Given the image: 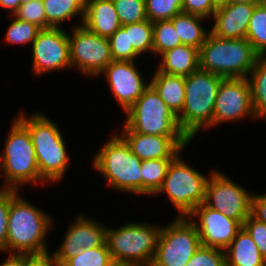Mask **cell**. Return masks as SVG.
Instances as JSON below:
<instances>
[{
    "instance_id": "cell-1",
    "label": "cell",
    "mask_w": 266,
    "mask_h": 266,
    "mask_svg": "<svg viewBox=\"0 0 266 266\" xmlns=\"http://www.w3.org/2000/svg\"><path fill=\"white\" fill-rule=\"evenodd\" d=\"M11 189L8 218L7 253L44 255L50 253L46 240L53 218L25 196Z\"/></svg>"
},
{
    "instance_id": "cell-2",
    "label": "cell",
    "mask_w": 266,
    "mask_h": 266,
    "mask_svg": "<svg viewBox=\"0 0 266 266\" xmlns=\"http://www.w3.org/2000/svg\"><path fill=\"white\" fill-rule=\"evenodd\" d=\"M28 114L20 111L16 118L28 129L35 148L40 177L47 183H60L70 162L61 128L43 112ZM43 113V114H42Z\"/></svg>"
},
{
    "instance_id": "cell-3",
    "label": "cell",
    "mask_w": 266,
    "mask_h": 266,
    "mask_svg": "<svg viewBox=\"0 0 266 266\" xmlns=\"http://www.w3.org/2000/svg\"><path fill=\"white\" fill-rule=\"evenodd\" d=\"M4 146L0 152V175L9 189L21 191L28 185H46L40 177L34 145L28 129L15 117L11 120Z\"/></svg>"
},
{
    "instance_id": "cell-4",
    "label": "cell",
    "mask_w": 266,
    "mask_h": 266,
    "mask_svg": "<svg viewBox=\"0 0 266 266\" xmlns=\"http://www.w3.org/2000/svg\"><path fill=\"white\" fill-rule=\"evenodd\" d=\"M94 153L92 167L104 176L111 190L142 195L141 162L125 141L115 132Z\"/></svg>"
},
{
    "instance_id": "cell-5",
    "label": "cell",
    "mask_w": 266,
    "mask_h": 266,
    "mask_svg": "<svg viewBox=\"0 0 266 266\" xmlns=\"http://www.w3.org/2000/svg\"><path fill=\"white\" fill-rule=\"evenodd\" d=\"M224 78L198 69L185 76V101L177 116L180 130L192 142L200 131L213 129L214 104Z\"/></svg>"
},
{
    "instance_id": "cell-6",
    "label": "cell",
    "mask_w": 266,
    "mask_h": 266,
    "mask_svg": "<svg viewBox=\"0 0 266 266\" xmlns=\"http://www.w3.org/2000/svg\"><path fill=\"white\" fill-rule=\"evenodd\" d=\"M162 225L128 221L122 226H107L106 243L115 264L151 266Z\"/></svg>"
},
{
    "instance_id": "cell-7",
    "label": "cell",
    "mask_w": 266,
    "mask_h": 266,
    "mask_svg": "<svg viewBox=\"0 0 266 266\" xmlns=\"http://www.w3.org/2000/svg\"><path fill=\"white\" fill-rule=\"evenodd\" d=\"M259 58L246 38L227 39L209 33L199 49V69L224 79L247 78Z\"/></svg>"
},
{
    "instance_id": "cell-8",
    "label": "cell",
    "mask_w": 266,
    "mask_h": 266,
    "mask_svg": "<svg viewBox=\"0 0 266 266\" xmlns=\"http://www.w3.org/2000/svg\"><path fill=\"white\" fill-rule=\"evenodd\" d=\"M183 149L171 161L162 187L155 197L167 195L172 206L177 209L176 217H187L197 206L205 201L206 183L209 175L197 170L183 160Z\"/></svg>"
},
{
    "instance_id": "cell-9",
    "label": "cell",
    "mask_w": 266,
    "mask_h": 266,
    "mask_svg": "<svg viewBox=\"0 0 266 266\" xmlns=\"http://www.w3.org/2000/svg\"><path fill=\"white\" fill-rule=\"evenodd\" d=\"M124 114L126 119L123 123L133 132L185 136L180 130L178 117L151 84Z\"/></svg>"
},
{
    "instance_id": "cell-10",
    "label": "cell",
    "mask_w": 266,
    "mask_h": 266,
    "mask_svg": "<svg viewBox=\"0 0 266 266\" xmlns=\"http://www.w3.org/2000/svg\"><path fill=\"white\" fill-rule=\"evenodd\" d=\"M201 246L199 233L187 217H174L162 225L151 266H185Z\"/></svg>"
},
{
    "instance_id": "cell-11",
    "label": "cell",
    "mask_w": 266,
    "mask_h": 266,
    "mask_svg": "<svg viewBox=\"0 0 266 266\" xmlns=\"http://www.w3.org/2000/svg\"><path fill=\"white\" fill-rule=\"evenodd\" d=\"M70 28L71 69L78 70L80 76L99 78V74L113 61L109 39L91 32L82 24Z\"/></svg>"
},
{
    "instance_id": "cell-12",
    "label": "cell",
    "mask_w": 266,
    "mask_h": 266,
    "mask_svg": "<svg viewBox=\"0 0 266 266\" xmlns=\"http://www.w3.org/2000/svg\"><path fill=\"white\" fill-rule=\"evenodd\" d=\"M251 192L215 169L206 183L204 203L241 224L251 214Z\"/></svg>"
},
{
    "instance_id": "cell-13",
    "label": "cell",
    "mask_w": 266,
    "mask_h": 266,
    "mask_svg": "<svg viewBox=\"0 0 266 266\" xmlns=\"http://www.w3.org/2000/svg\"><path fill=\"white\" fill-rule=\"evenodd\" d=\"M31 50V72L35 76L71 69L68 31L65 28L41 29Z\"/></svg>"
},
{
    "instance_id": "cell-14",
    "label": "cell",
    "mask_w": 266,
    "mask_h": 266,
    "mask_svg": "<svg viewBox=\"0 0 266 266\" xmlns=\"http://www.w3.org/2000/svg\"><path fill=\"white\" fill-rule=\"evenodd\" d=\"M248 117L249 121L257 120L247 78L223 79L214 104L213 128L225 122L237 124Z\"/></svg>"
},
{
    "instance_id": "cell-15",
    "label": "cell",
    "mask_w": 266,
    "mask_h": 266,
    "mask_svg": "<svg viewBox=\"0 0 266 266\" xmlns=\"http://www.w3.org/2000/svg\"><path fill=\"white\" fill-rule=\"evenodd\" d=\"M76 215L73 222L68 225L58 249L50 253L60 266L83 249L102 246L106 242L107 225L94 217L85 216V213Z\"/></svg>"
},
{
    "instance_id": "cell-16",
    "label": "cell",
    "mask_w": 266,
    "mask_h": 266,
    "mask_svg": "<svg viewBox=\"0 0 266 266\" xmlns=\"http://www.w3.org/2000/svg\"><path fill=\"white\" fill-rule=\"evenodd\" d=\"M137 61H112L100 74L107 79L109 92L124 113L143 94L150 82L143 77Z\"/></svg>"
},
{
    "instance_id": "cell-17",
    "label": "cell",
    "mask_w": 266,
    "mask_h": 266,
    "mask_svg": "<svg viewBox=\"0 0 266 266\" xmlns=\"http://www.w3.org/2000/svg\"><path fill=\"white\" fill-rule=\"evenodd\" d=\"M187 218L195 225L201 245L225 250L242 228V224L208 207L204 202Z\"/></svg>"
},
{
    "instance_id": "cell-18",
    "label": "cell",
    "mask_w": 266,
    "mask_h": 266,
    "mask_svg": "<svg viewBox=\"0 0 266 266\" xmlns=\"http://www.w3.org/2000/svg\"><path fill=\"white\" fill-rule=\"evenodd\" d=\"M116 133L140 160L173 159L190 145L186 136H160L131 131L124 123Z\"/></svg>"
},
{
    "instance_id": "cell-19",
    "label": "cell",
    "mask_w": 266,
    "mask_h": 266,
    "mask_svg": "<svg viewBox=\"0 0 266 266\" xmlns=\"http://www.w3.org/2000/svg\"><path fill=\"white\" fill-rule=\"evenodd\" d=\"M256 5L230 3L217 8L212 16L213 26L210 33L227 39L246 37V32Z\"/></svg>"
},
{
    "instance_id": "cell-20",
    "label": "cell",
    "mask_w": 266,
    "mask_h": 266,
    "mask_svg": "<svg viewBox=\"0 0 266 266\" xmlns=\"http://www.w3.org/2000/svg\"><path fill=\"white\" fill-rule=\"evenodd\" d=\"M82 25L107 38L122 26L112 0H91L84 9Z\"/></svg>"
},
{
    "instance_id": "cell-21",
    "label": "cell",
    "mask_w": 266,
    "mask_h": 266,
    "mask_svg": "<svg viewBox=\"0 0 266 266\" xmlns=\"http://www.w3.org/2000/svg\"><path fill=\"white\" fill-rule=\"evenodd\" d=\"M155 67L159 72L170 75L189 76L199 69V49L180 45L162 53Z\"/></svg>"
},
{
    "instance_id": "cell-22",
    "label": "cell",
    "mask_w": 266,
    "mask_h": 266,
    "mask_svg": "<svg viewBox=\"0 0 266 266\" xmlns=\"http://www.w3.org/2000/svg\"><path fill=\"white\" fill-rule=\"evenodd\" d=\"M225 266H266V259L252 237L242 227L224 250Z\"/></svg>"
},
{
    "instance_id": "cell-23",
    "label": "cell",
    "mask_w": 266,
    "mask_h": 266,
    "mask_svg": "<svg viewBox=\"0 0 266 266\" xmlns=\"http://www.w3.org/2000/svg\"><path fill=\"white\" fill-rule=\"evenodd\" d=\"M149 81L161 99L178 116L184 107L185 76L170 75L155 69Z\"/></svg>"
},
{
    "instance_id": "cell-24",
    "label": "cell",
    "mask_w": 266,
    "mask_h": 266,
    "mask_svg": "<svg viewBox=\"0 0 266 266\" xmlns=\"http://www.w3.org/2000/svg\"><path fill=\"white\" fill-rule=\"evenodd\" d=\"M172 24L174 25L177 34L184 45H190L197 49L204 44L207 36L210 33V29L203 26V21L209 20L205 17L180 13L175 15L172 19ZM208 30V31H207Z\"/></svg>"
},
{
    "instance_id": "cell-25",
    "label": "cell",
    "mask_w": 266,
    "mask_h": 266,
    "mask_svg": "<svg viewBox=\"0 0 266 266\" xmlns=\"http://www.w3.org/2000/svg\"><path fill=\"white\" fill-rule=\"evenodd\" d=\"M46 14V29L62 28L63 23L79 20L72 27L81 25L84 20V8L75 0H42Z\"/></svg>"
},
{
    "instance_id": "cell-26",
    "label": "cell",
    "mask_w": 266,
    "mask_h": 266,
    "mask_svg": "<svg viewBox=\"0 0 266 266\" xmlns=\"http://www.w3.org/2000/svg\"><path fill=\"white\" fill-rule=\"evenodd\" d=\"M129 39V61H136L140 55L153 54V22L140 21L122 26Z\"/></svg>"
},
{
    "instance_id": "cell-27",
    "label": "cell",
    "mask_w": 266,
    "mask_h": 266,
    "mask_svg": "<svg viewBox=\"0 0 266 266\" xmlns=\"http://www.w3.org/2000/svg\"><path fill=\"white\" fill-rule=\"evenodd\" d=\"M251 103L257 120L266 122V57H260L247 76Z\"/></svg>"
},
{
    "instance_id": "cell-28",
    "label": "cell",
    "mask_w": 266,
    "mask_h": 266,
    "mask_svg": "<svg viewBox=\"0 0 266 266\" xmlns=\"http://www.w3.org/2000/svg\"><path fill=\"white\" fill-rule=\"evenodd\" d=\"M172 159L142 160V195L152 197L162 187Z\"/></svg>"
},
{
    "instance_id": "cell-29",
    "label": "cell",
    "mask_w": 266,
    "mask_h": 266,
    "mask_svg": "<svg viewBox=\"0 0 266 266\" xmlns=\"http://www.w3.org/2000/svg\"><path fill=\"white\" fill-rule=\"evenodd\" d=\"M245 38L260 57H266V3L255 6Z\"/></svg>"
},
{
    "instance_id": "cell-30",
    "label": "cell",
    "mask_w": 266,
    "mask_h": 266,
    "mask_svg": "<svg viewBox=\"0 0 266 266\" xmlns=\"http://www.w3.org/2000/svg\"><path fill=\"white\" fill-rule=\"evenodd\" d=\"M180 45L183 44L171 20L153 22V54L155 57Z\"/></svg>"
},
{
    "instance_id": "cell-31",
    "label": "cell",
    "mask_w": 266,
    "mask_h": 266,
    "mask_svg": "<svg viewBox=\"0 0 266 266\" xmlns=\"http://www.w3.org/2000/svg\"><path fill=\"white\" fill-rule=\"evenodd\" d=\"M11 22L9 23L5 36L4 42L9 45H32L36 39L37 33L41 30L36 25L18 20L15 16L11 15Z\"/></svg>"
},
{
    "instance_id": "cell-32",
    "label": "cell",
    "mask_w": 266,
    "mask_h": 266,
    "mask_svg": "<svg viewBox=\"0 0 266 266\" xmlns=\"http://www.w3.org/2000/svg\"><path fill=\"white\" fill-rule=\"evenodd\" d=\"M114 264L105 242L102 246L83 249L62 266H113Z\"/></svg>"
},
{
    "instance_id": "cell-33",
    "label": "cell",
    "mask_w": 266,
    "mask_h": 266,
    "mask_svg": "<svg viewBox=\"0 0 266 266\" xmlns=\"http://www.w3.org/2000/svg\"><path fill=\"white\" fill-rule=\"evenodd\" d=\"M145 7L151 22L170 20L182 13V0H145Z\"/></svg>"
},
{
    "instance_id": "cell-34",
    "label": "cell",
    "mask_w": 266,
    "mask_h": 266,
    "mask_svg": "<svg viewBox=\"0 0 266 266\" xmlns=\"http://www.w3.org/2000/svg\"><path fill=\"white\" fill-rule=\"evenodd\" d=\"M121 25L147 20L145 0H112Z\"/></svg>"
},
{
    "instance_id": "cell-35",
    "label": "cell",
    "mask_w": 266,
    "mask_h": 266,
    "mask_svg": "<svg viewBox=\"0 0 266 266\" xmlns=\"http://www.w3.org/2000/svg\"><path fill=\"white\" fill-rule=\"evenodd\" d=\"M13 16L18 20L32 23L40 29H46V14L42 0H31L20 5Z\"/></svg>"
},
{
    "instance_id": "cell-36",
    "label": "cell",
    "mask_w": 266,
    "mask_h": 266,
    "mask_svg": "<svg viewBox=\"0 0 266 266\" xmlns=\"http://www.w3.org/2000/svg\"><path fill=\"white\" fill-rule=\"evenodd\" d=\"M185 266H225L224 250L201 245Z\"/></svg>"
},
{
    "instance_id": "cell-37",
    "label": "cell",
    "mask_w": 266,
    "mask_h": 266,
    "mask_svg": "<svg viewBox=\"0 0 266 266\" xmlns=\"http://www.w3.org/2000/svg\"><path fill=\"white\" fill-rule=\"evenodd\" d=\"M108 39L113 60L129 61V39L125 29L121 26Z\"/></svg>"
},
{
    "instance_id": "cell-38",
    "label": "cell",
    "mask_w": 266,
    "mask_h": 266,
    "mask_svg": "<svg viewBox=\"0 0 266 266\" xmlns=\"http://www.w3.org/2000/svg\"><path fill=\"white\" fill-rule=\"evenodd\" d=\"M242 227L252 237L260 254L266 259V224L258 221L251 214L242 224Z\"/></svg>"
},
{
    "instance_id": "cell-39",
    "label": "cell",
    "mask_w": 266,
    "mask_h": 266,
    "mask_svg": "<svg viewBox=\"0 0 266 266\" xmlns=\"http://www.w3.org/2000/svg\"><path fill=\"white\" fill-rule=\"evenodd\" d=\"M11 205V189L0 198V252L7 254L8 218Z\"/></svg>"
},
{
    "instance_id": "cell-40",
    "label": "cell",
    "mask_w": 266,
    "mask_h": 266,
    "mask_svg": "<svg viewBox=\"0 0 266 266\" xmlns=\"http://www.w3.org/2000/svg\"><path fill=\"white\" fill-rule=\"evenodd\" d=\"M216 8L212 0H182V12L212 18Z\"/></svg>"
},
{
    "instance_id": "cell-41",
    "label": "cell",
    "mask_w": 266,
    "mask_h": 266,
    "mask_svg": "<svg viewBox=\"0 0 266 266\" xmlns=\"http://www.w3.org/2000/svg\"><path fill=\"white\" fill-rule=\"evenodd\" d=\"M251 215L266 224V193L252 194Z\"/></svg>"
},
{
    "instance_id": "cell-42",
    "label": "cell",
    "mask_w": 266,
    "mask_h": 266,
    "mask_svg": "<svg viewBox=\"0 0 266 266\" xmlns=\"http://www.w3.org/2000/svg\"><path fill=\"white\" fill-rule=\"evenodd\" d=\"M24 266H60L50 253L44 255H31Z\"/></svg>"
},
{
    "instance_id": "cell-43",
    "label": "cell",
    "mask_w": 266,
    "mask_h": 266,
    "mask_svg": "<svg viewBox=\"0 0 266 266\" xmlns=\"http://www.w3.org/2000/svg\"><path fill=\"white\" fill-rule=\"evenodd\" d=\"M8 256L0 263V266H24L27 259L31 256L28 254L8 253Z\"/></svg>"
},
{
    "instance_id": "cell-44",
    "label": "cell",
    "mask_w": 266,
    "mask_h": 266,
    "mask_svg": "<svg viewBox=\"0 0 266 266\" xmlns=\"http://www.w3.org/2000/svg\"><path fill=\"white\" fill-rule=\"evenodd\" d=\"M19 8V0H0V9L8 11L9 17Z\"/></svg>"
},
{
    "instance_id": "cell-45",
    "label": "cell",
    "mask_w": 266,
    "mask_h": 266,
    "mask_svg": "<svg viewBox=\"0 0 266 266\" xmlns=\"http://www.w3.org/2000/svg\"><path fill=\"white\" fill-rule=\"evenodd\" d=\"M231 3H247L257 6L266 3V0H231Z\"/></svg>"
},
{
    "instance_id": "cell-46",
    "label": "cell",
    "mask_w": 266,
    "mask_h": 266,
    "mask_svg": "<svg viewBox=\"0 0 266 266\" xmlns=\"http://www.w3.org/2000/svg\"><path fill=\"white\" fill-rule=\"evenodd\" d=\"M212 3L214 5V7L217 9V8L222 7V6L230 4L231 0H212Z\"/></svg>"
},
{
    "instance_id": "cell-47",
    "label": "cell",
    "mask_w": 266,
    "mask_h": 266,
    "mask_svg": "<svg viewBox=\"0 0 266 266\" xmlns=\"http://www.w3.org/2000/svg\"><path fill=\"white\" fill-rule=\"evenodd\" d=\"M9 190V188L2 182L0 185V198Z\"/></svg>"
},
{
    "instance_id": "cell-48",
    "label": "cell",
    "mask_w": 266,
    "mask_h": 266,
    "mask_svg": "<svg viewBox=\"0 0 266 266\" xmlns=\"http://www.w3.org/2000/svg\"><path fill=\"white\" fill-rule=\"evenodd\" d=\"M75 1L78 2L85 9L91 0H75Z\"/></svg>"
},
{
    "instance_id": "cell-49",
    "label": "cell",
    "mask_w": 266,
    "mask_h": 266,
    "mask_svg": "<svg viewBox=\"0 0 266 266\" xmlns=\"http://www.w3.org/2000/svg\"><path fill=\"white\" fill-rule=\"evenodd\" d=\"M31 0H19V6L25 3H28Z\"/></svg>"
},
{
    "instance_id": "cell-50",
    "label": "cell",
    "mask_w": 266,
    "mask_h": 266,
    "mask_svg": "<svg viewBox=\"0 0 266 266\" xmlns=\"http://www.w3.org/2000/svg\"><path fill=\"white\" fill-rule=\"evenodd\" d=\"M113 266H135V265L114 264Z\"/></svg>"
}]
</instances>
